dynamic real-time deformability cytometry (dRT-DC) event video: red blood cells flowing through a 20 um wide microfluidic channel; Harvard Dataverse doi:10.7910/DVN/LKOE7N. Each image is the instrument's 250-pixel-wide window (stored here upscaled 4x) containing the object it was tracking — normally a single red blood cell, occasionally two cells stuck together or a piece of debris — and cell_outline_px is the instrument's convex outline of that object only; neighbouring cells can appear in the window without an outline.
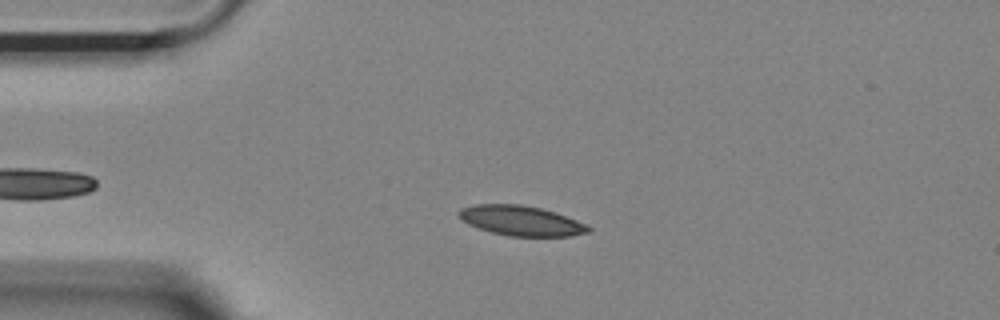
{"species": "Egyptian fruit bat (a non-hibernating species)", "species_latin": "Rousettus aegyptiacus", "temperature_condition": "room temperature", "stored_images_in_passage": 38, "camera_frame_rate_fps": 3000, "um_per_image_px": 0.085, "animal": {"sex": "female"}, "frame": {"image": 1, "passage_image": 9, "time_ms": 2.667, "image_size_px": [1000, 320], "cell_outline_px": [[592, 228], [588, 232], [572, 236], [508, 236], [492, 232], [468, 224], [456, 216], [456, 212], [460, 208], [472, 204], [520, 204], [540, 208], [556, 212], [588, 224]], "centroid_in_image_um": [44.27, 18.75], "position_along_channel_um": 40.7, "area_um2": 22.83}}
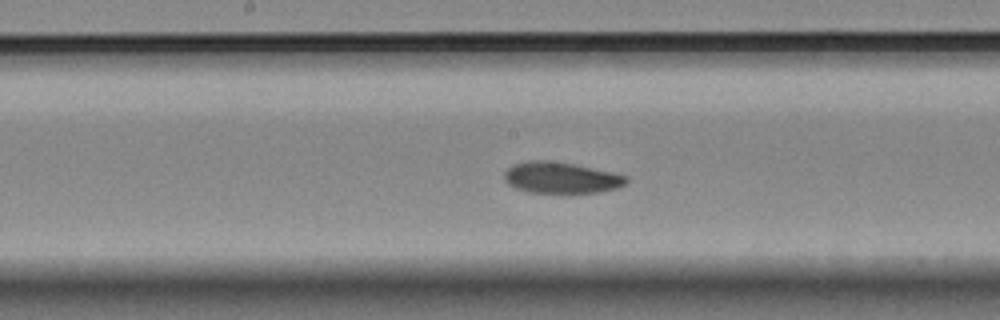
{"frame": {"image": 2, "passage_image": 24, "time_ms": 7.667, "image_size_px": [1000, 320], "cell_outline_px": [[628, 180], [624, 184], [616, 188], [596, 192], [528, 192], [516, 188], [508, 184], [504, 180], [504, 172], [512, 164], [528, 160], [548, 160], [572, 164], [612, 172], [628, 176]], "centroid_in_image_um": [47.64, 15.09], "position_along_channel_um": 200.6, "area_um2": 21.96}}
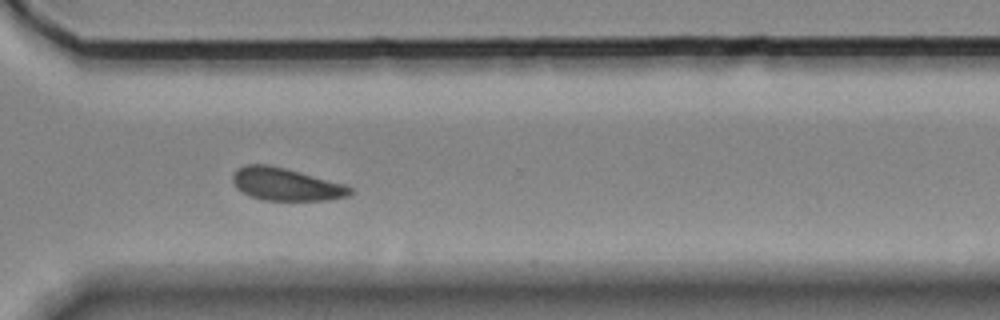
{"frame": {"image": 3, "passage_image": 36, "time_ms": 11.667, "image_size_px": [1000, 320], "cell_outline_px": [[352, 192], [348, 196], [328, 200], [264, 200], [252, 196], [236, 188], [232, 180], [232, 176], [236, 168], [244, 164], [268, 164], [300, 172], [344, 184], [352, 188]], "centroid_in_image_um": [24.27, 15.65], "position_along_channel_um": 346.3, "area_um2": 22.2}, "authors_computed_cell_mechanics": {"area_um2": 22.4553, "velocity_mm_per_s": 3.6497, "shape_relaxation_time_tau1_ms": 3.8701, "shape_relaxation_time_tau2_ms": 5.3063, "deformation_change_tau1": 0.0923, "deformation_change_tau2": 0.0956}}